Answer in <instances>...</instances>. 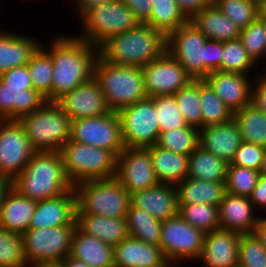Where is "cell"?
I'll return each instance as SVG.
<instances>
[{"mask_svg": "<svg viewBox=\"0 0 266 267\" xmlns=\"http://www.w3.org/2000/svg\"><path fill=\"white\" fill-rule=\"evenodd\" d=\"M180 9L190 18L194 13L215 2V0H176Z\"/></svg>", "mask_w": 266, "mask_h": 267, "instance_id": "55", "label": "cell"}, {"mask_svg": "<svg viewBox=\"0 0 266 267\" xmlns=\"http://www.w3.org/2000/svg\"><path fill=\"white\" fill-rule=\"evenodd\" d=\"M112 1L114 0H74L73 2L76 5H74L75 12H77L80 17L86 10Z\"/></svg>", "mask_w": 266, "mask_h": 267, "instance_id": "56", "label": "cell"}, {"mask_svg": "<svg viewBox=\"0 0 266 267\" xmlns=\"http://www.w3.org/2000/svg\"><path fill=\"white\" fill-rule=\"evenodd\" d=\"M256 65L239 39L223 42L222 72L249 75Z\"/></svg>", "mask_w": 266, "mask_h": 267, "instance_id": "42", "label": "cell"}, {"mask_svg": "<svg viewBox=\"0 0 266 267\" xmlns=\"http://www.w3.org/2000/svg\"><path fill=\"white\" fill-rule=\"evenodd\" d=\"M55 103L71 120L97 117L110 112L100 85L93 77L63 94Z\"/></svg>", "mask_w": 266, "mask_h": 267, "instance_id": "17", "label": "cell"}, {"mask_svg": "<svg viewBox=\"0 0 266 267\" xmlns=\"http://www.w3.org/2000/svg\"><path fill=\"white\" fill-rule=\"evenodd\" d=\"M264 152L265 147L243 141L231 164L260 171Z\"/></svg>", "mask_w": 266, "mask_h": 267, "instance_id": "49", "label": "cell"}, {"mask_svg": "<svg viewBox=\"0 0 266 267\" xmlns=\"http://www.w3.org/2000/svg\"><path fill=\"white\" fill-rule=\"evenodd\" d=\"M141 69L148 97L174 95L193 80L183 66L167 51Z\"/></svg>", "mask_w": 266, "mask_h": 267, "instance_id": "15", "label": "cell"}, {"mask_svg": "<svg viewBox=\"0 0 266 267\" xmlns=\"http://www.w3.org/2000/svg\"><path fill=\"white\" fill-rule=\"evenodd\" d=\"M0 80L8 87L33 88L27 64L0 74Z\"/></svg>", "mask_w": 266, "mask_h": 267, "instance_id": "51", "label": "cell"}, {"mask_svg": "<svg viewBox=\"0 0 266 267\" xmlns=\"http://www.w3.org/2000/svg\"><path fill=\"white\" fill-rule=\"evenodd\" d=\"M256 210L261 212L266 210V176L261 175L258 178L256 186L253 188L249 197ZM266 215V211L264 212Z\"/></svg>", "mask_w": 266, "mask_h": 267, "instance_id": "54", "label": "cell"}, {"mask_svg": "<svg viewBox=\"0 0 266 267\" xmlns=\"http://www.w3.org/2000/svg\"><path fill=\"white\" fill-rule=\"evenodd\" d=\"M263 23H264V26H265V32H266V19H260Z\"/></svg>", "mask_w": 266, "mask_h": 267, "instance_id": "64", "label": "cell"}, {"mask_svg": "<svg viewBox=\"0 0 266 267\" xmlns=\"http://www.w3.org/2000/svg\"><path fill=\"white\" fill-rule=\"evenodd\" d=\"M228 164L200 145L188 156V176L204 181L225 182Z\"/></svg>", "mask_w": 266, "mask_h": 267, "instance_id": "33", "label": "cell"}, {"mask_svg": "<svg viewBox=\"0 0 266 267\" xmlns=\"http://www.w3.org/2000/svg\"><path fill=\"white\" fill-rule=\"evenodd\" d=\"M36 204L35 200L21 195L12 187L0 208V227L22 235L29 230Z\"/></svg>", "mask_w": 266, "mask_h": 267, "instance_id": "26", "label": "cell"}, {"mask_svg": "<svg viewBox=\"0 0 266 267\" xmlns=\"http://www.w3.org/2000/svg\"><path fill=\"white\" fill-rule=\"evenodd\" d=\"M200 104L202 128L225 123L233 118L232 111L204 79L200 80Z\"/></svg>", "mask_w": 266, "mask_h": 267, "instance_id": "37", "label": "cell"}, {"mask_svg": "<svg viewBox=\"0 0 266 267\" xmlns=\"http://www.w3.org/2000/svg\"><path fill=\"white\" fill-rule=\"evenodd\" d=\"M61 262L64 267H89L85 262L74 259L70 255L66 256Z\"/></svg>", "mask_w": 266, "mask_h": 267, "instance_id": "59", "label": "cell"}, {"mask_svg": "<svg viewBox=\"0 0 266 267\" xmlns=\"http://www.w3.org/2000/svg\"><path fill=\"white\" fill-rule=\"evenodd\" d=\"M151 2L152 13L145 24L161 31L166 37L189 21L176 0H151Z\"/></svg>", "mask_w": 266, "mask_h": 267, "instance_id": "35", "label": "cell"}, {"mask_svg": "<svg viewBox=\"0 0 266 267\" xmlns=\"http://www.w3.org/2000/svg\"><path fill=\"white\" fill-rule=\"evenodd\" d=\"M94 78L100 85L110 111L118 112L148 97L142 69L139 67L111 64L98 56Z\"/></svg>", "mask_w": 266, "mask_h": 267, "instance_id": "4", "label": "cell"}, {"mask_svg": "<svg viewBox=\"0 0 266 267\" xmlns=\"http://www.w3.org/2000/svg\"><path fill=\"white\" fill-rule=\"evenodd\" d=\"M205 233L183 220L179 214L161 223L160 243L168 262L181 265L183 261H198Z\"/></svg>", "mask_w": 266, "mask_h": 267, "instance_id": "11", "label": "cell"}, {"mask_svg": "<svg viewBox=\"0 0 266 267\" xmlns=\"http://www.w3.org/2000/svg\"><path fill=\"white\" fill-rule=\"evenodd\" d=\"M115 177L129 194L159 184L147 148H124L117 156Z\"/></svg>", "mask_w": 266, "mask_h": 267, "instance_id": "16", "label": "cell"}, {"mask_svg": "<svg viewBox=\"0 0 266 267\" xmlns=\"http://www.w3.org/2000/svg\"><path fill=\"white\" fill-rule=\"evenodd\" d=\"M167 37L152 26L141 23L137 28L108 38L99 56L111 64L142 68L166 51Z\"/></svg>", "mask_w": 266, "mask_h": 267, "instance_id": "3", "label": "cell"}, {"mask_svg": "<svg viewBox=\"0 0 266 267\" xmlns=\"http://www.w3.org/2000/svg\"><path fill=\"white\" fill-rule=\"evenodd\" d=\"M70 140L111 151L116 156L125 148L120 119L113 111L72 120Z\"/></svg>", "mask_w": 266, "mask_h": 267, "instance_id": "12", "label": "cell"}, {"mask_svg": "<svg viewBox=\"0 0 266 267\" xmlns=\"http://www.w3.org/2000/svg\"><path fill=\"white\" fill-rule=\"evenodd\" d=\"M52 42L41 47L53 63L51 102L94 77L99 49L75 35L55 36ZM47 48V50H46Z\"/></svg>", "mask_w": 266, "mask_h": 267, "instance_id": "1", "label": "cell"}, {"mask_svg": "<svg viewBox=\"0 0 266 267\" xmlns=\"http://www.w3.org/2000/svg\"><path fill=\"white\" fill-rule=\"evenodd\" d=\"M259 176L260 171L228 164L225 190L233 195L250 197Z\"/></svg>", "mask_w": 266, "mask_h": 267, "instance_id": "44", "label": "cell"}, {"mask_svg": "<svg viewBox=\"0 0 266 267\" xmlns=\"http://www.w3.org/2000/svg\"><path fill=\"white\" fill-rule=\"evenodd\" d=\"M259 74L252 83L251 103L266 114V69Z\"/></svg>", "mask_w": 266, "mask_h": 267, "instance_id": "52", "label": "cell"}, {"mask_svg": "<svg viewBox=\"0 0 266 267\" xmlns=\"http://www.w3.org/2000/svg\"><path fill=\"white\" fill-rule=\"evenodd\" d=\"M253 233L259 239L262 247L266 250V219L263 215L258 221Z\"/></svg>", "mask_w": 266, "mask_h": 267, "instance_id": "57", "label": "cell"}, {"mask_svg": "<svg viewBox=\"0 0 266 267\" xmlns=\"http://www.w3.org/2000/svg\"><path fill=\"white\" fill-rule=\"evenodd\" d=\"M239 40L252 60L259 65L266 58V32L264 23L257 19L240 32Z\"/></svg>", "mask_w": 266, "mask_h": 267, "instance_id": "47", "label": "cell"}, {"mask_svg": "<svg viewBox=\"0 0 266 267\" xmlns=\"http://www.w3.org/2000/svg\"><path fill=\"white\" fill-rule=\"evenodd\" d=\"M242 142L239 127L233 118L225 123L199 128V145L227 164L232 163Z\"/></svg>", "mask_w": 266, "mask_h": 267, "instance_id": "22", "label": "cell"}, {"mask_svg": "<svg viewBox=\"0 0 266 267\" xmlns=\"http://www.w3.org/2000/svg\"><path fill=\"white\" fill-rule=\"evenodd\" d=\"M125 148H148L157 144L160 128L154 100L147 97L117 112Z\"/></svg>", "mask_w": 266, "mask_h": 267, "instance_id": "10", "label": "cell"}, {"mask_svg": "<svg viewBox=\"0 0 266 267\" xmlns=\"http://www.w3.org/2000/svg\"><path fill=\"white\" fill-rule=\"evenodd\" d=\"M0 267H28L22 236L0 227Z\"/></svg>", "mask_w": 266, "mask_h": 267, "instance_id": "45", "label": "cell"}, {"mask_svg": "<svg viewBox=\"0 0 266 267\" xmlns=\"http://www.w3.org/2000/svg\"><path fill=\"white\" fill-rule=\"evenodd\" d=\"M136 16L140 23H146L152 13L151 0H121Z\"/></svg>", "mask_w": 266, "mask_h": 267, "instance_id": "53", "label": "cell"}, {"mask_svg": "<svg viewBox=\"0 0 266 267\" xmlns=\"http://www.w3.org/2000/svg\"><path fill=\"white\" fill-rule=\"evenodd\" d=\"M214 4L241 30L258 19L257 0H215Z\"/></svg>", "mask_w": 266, "mask_h": 267, "instance_id": "43", "label": "cell"}, {"mask_svg": "<svg viewBox=\"0 0 266 267\" xmlns=\"http://www.w3.org/2000/svg\"><path fill=\"white\" fill-rule=\"evenodd\" d=\"M162 267H184L182 265H179L177 263H173V262H168L166 265L162 266Z\"/></svg>", "mask_w": 266, "mask_h": 267, "instance_id": "63", "label": "cell"}, {"mask_svg": "<svg viewBox=\"0 0 266 267\" xmlns=\"http://www.w3.org/2000/svg\"><path fill=\"white\" fill-rule=\"evenodd\" d=\"M113 255V246L82 232L76 226L71 239V257L85 262L89 267H106L114 265Z\"/></svg>", "mask_w": 266, "mask_h": 267, "instance_id": "28", "label": "cell"}, {"mask_svg": "<svg viewBox=\"0 0 266 267\" xmlns=\"http://www.w3.org/2000/svg\"><path fill=\"white\" fill-rule=\"evenodd\" d=\"M207 38L190 21L167 36L166 51L193 80L205 78V42Z\"/></svg>", "mask_w": 266, "mask_h": 267, "instance_id": "13", "label": "cell"}, {"mask_svg": "<svg viewBox=\"0 0 266 267\" xmlns=\"http://www.w3.org/2000/svg\"><path fill=\"white\" fill-rule=\"evenodd\" d=\"M46 102V98L33 88L8 87L0 80V120H19Z\"/></svg>", "mask_w": 266, "mask_h": 267, "instance_id": "25", "label": "cell"}, {"mask_svg": "<svg viewBox=\"0 0 266 267\" xmlns=\"http://www.w3.org/2000/svg\"><path fill=\"white\" fill-rule=\"evenodd\" d=\"M178 206L179 216L204 233H209L220 228L219 206L205 203L178 204Z\"/></svg>", "mask_w": 266, "mask_h": 267, "instance_id": "39", "label": "cell"}, {"mask_svg": "<svg viewBox=\"0 0 266 267\" xmlns=\"http://www.w3.org/2000/svg\"><path fill=\"white\" fill-rule=\"evenodd\" d=\"M260 174L266 176V147L264 152V158L262 161V166L260 168Z\"/></svg>", "mask_w": 266, "mask_h": 267, "instance_id": "62", "label": "cell"}, {"mask_svg": "<svg viewBox=\"0 0 266 267\" xmlns=\"http://www.w3.org/2000/svg\"><path fill=\"white\" fill-rule=\"evenodd\" d=\"M18 121L36 152H59L70 140L72 120L55 102H46Z\"/></svg>", "mask_w": 266, "mask_h": 267, "instance_id": "6", "label": "cell"}, {"mask_svg": "<svg viewBox=\"0 0 266 267\" xmlns=\"http://www.w3.org/2000/svg\"><path fill=\"white\" fill-rule=\"evenodd\" d=\"M12 188V180L4 175H0V208L6 193Z\"/></svg>", "mask_w": 266, "mask_h": 267, "instance_id": "58", "label": "cell"}, {"mask_svg": "<svg viewBox=\"0 0 266 267\" xmlns=\"http://www.w3.org/2000/svg\"><path fill=\"white\" fill-rule=\"evenodd\" d=\"M126 220L129 236L140 239L147 244L159 246L162 221L131 204L126 214Z\"/></svg>", "mask_w": 266, "mask_h": 267, "instance_id": "36", "label": "cell"}, {"mask_svg": "<svg viewBox=\"0 0 266 267\" xmlns=\"http://www.w3.org/2000/svg\"><path fill=\"white\" fill-rule=\"evenodd\" d=\"M250 75L212 71L204 80L221 98L232 113L251 103L252 80ZM251 79V80H250Z\"/></svg>", "mask_w": 266, "mask_h": 267, "instance_id": "19", "label": "cell"}, {"mask_svg": "<svg viewBox=\"0 0 266 267\" xmlns=\"http://www.w3.org/2000/svg\"><path fill=\"white\" fill-rule=\"evenodd\" d=\"M76 226L84 233L97 237L111 246L129 236L126 217L109 218L87 213H76Z\"/></svg>", "mask_w": 266, "mask_h": 267, "instance_id": "30", "label": "cell"}, {"mask_svg": "<svg viewBox=\"0 0 266 267\" xmlns=\"http://www.w3.org/2000/svg\"><path fill=\"white\" fill-rule=\"evenodd\" d=\"M178 204L205 203L219 206L225 194V182L204 181L187 177L176 185Z\"/></svg>", "mask_w": 266, "mask_h": 267, "instance_id": "32", "label": "cell"}, {"mask_svg": "<svg viewBox=\"0 0 266 267\" xmlns=\"http://www.w3.org/2000/svg\"><path fill=\"white\" fill-rule=\"evenodd\" d=\"M189 21L207 39L225 42L237 40L240 36L241 29L227 18L214 3L194 13Z\"/></svg>", "mask_w": 266, "mask_h": 267, "instance_id": "29", "label": "cell"}, {"mask_svg": "<svg viewBox=\"0 0 266 267\" xmlns=\"http://www.w3.org/2000/svg\"><path fill=\"white\" fill-rule=\"evenodd\" d=\"M239 267H266V250L254 233L241 234L238 246Z\"/></svg>", "mask_w": 266, "mask_h": 267, "instance_id": "48", "label": "cell"}, {"mask_svg": "<svg viewBox=\"0 0 266 267\" xmlns=\"http://www.w3.org/2000/svg\"><path fill=\"white\" fill-rule=\"evenodd\" d=\"M32 267H64V264L62 262H45L36 264Z\"/></svg>", "mask_w": 266, "mask_h": 267, "instance_id": "61", "label": "cell"}, {"mask_svg": "<svg viewBox=\"0 0 266 267\" xmlns=\"http://www.w3.org/2000/svg\"><path fill=\"white\" fill-rule=\"evenodd\" d=\"M59 152L66 176L73 186L116 175L117 156L111 151L69 140Z\"/></svg>", "mask_w": 266, "mask_h": 267, "instance_id": "5", "label": "cell"}, {"mask_svg": "<svg viewBox=\"0 0 266 267\" xmlns=\"http://www.w3.org/2000/svg\"><path fill=\"white\" fill-rule=\"evenodd\" d=\"M76 220L68 226L29 229L23 233L24 255L28 267L45 262H61L70 255Z\"/></svg>", "mask_w": 266, "mask_h": 267, "instance_id": "9", "label": "cell"}, {"mask_svg": "<svg viewBox=\"0 0 266 267\" xmlns=\"http://www.w3.org/2000/svg\"><path fill=\"white\" fill-rule=\"evenodd\" d=\"M76 220L75 189L61 196L37 201L29 229L71 225Z\"/></svg>", "mask_w": 266, "mask_h": 267, "instance_id": "20", "label": "cell"}, {"mask_svg": "<svg viewBox=\"0 0 266 267\" xmlns=\"http://www.w3.org/2000/svg\"><path fill=\"white\" fill-rule=\"evenodd\" d=\"M223 42L207 39L205 42V77L212 71H221Z\"/></svg>", "mask_w": 266, "mask_h": 267, "instance_id": "50", "label": "cell"}, {"mask_svg": "<svg viewBox=\"0 0 266 267\" xmlns=\"http://www.w3.org/2000/svg\"><path fill=\"white\" fill-rule=\"evenodd\" d=\"M40 42L31 36L0 30V74L28 64Z\"/></svg>", "mask_w": 266, "mask_h": 267, "instance_id": "27", "label": "cell"}, {"mask_svg": "<svg viewBox=\"0 0 266 267\" xmlns=\"http://www.w3.org/2000/svg\"><path fill=\"white\" fill-rule=\"evenodd\" d=\"M33 89L51 102L53 63L50 55L40 46L27 64Z\"/></svg>", "mask_w": 266, "mask_h": 267, "instance_id": "40", "label": "cell"}, {"mask_svg": "<svg viewBox=\"0 0 266 267\" xmlns=\"http://www.w3.org/2000/svg\"><path fill=\"white\" fill-rule=\"evenodd\" d=\"M130 203L164 221L178 214V195L175 185L159 183L157 186L130 194Z\"/></svg>", "mask_w": 266, "mask_h": 267, "instance_id": "23", "label": "cell"}, {"mask_svg": "<svg viewBox=\"0 0 266 267\" xmlns=\"http://www.w3.org/2000/svg\"><path fill=\"white\" fill-rule=\"evenodd\" d=\"M155 176L159 183L177 185L188 176V156L177 154L159 145L149 146Z\"/></svg>", "mask_w": 266, "mask_h": 267, "instance_id": "31", "label": "cell"}, {"mask_svg": "<svg viewBox=\"0 0 266 267\" xmlns=\"http://www.w3.org/2000/svg\"><path fill=\"white\" fill-rule=\"evenodd\" d=\"M35 152L18 120H0V175L13 180Z\"/></svg>", "mask_w": 266, "mask_h": 267, "instance_id": "14", "label": "cell"}, {"mask_svg": "<svg viewBox=\"0 0 266 267\" xmlns=\"http://www.w3.org/2000/svg\"><path fill=\"white\" fill-rule=\"evenodd\" d=\"M74 189L76 213L126 217L131 204L130 194L116 177L80 182Z\"/></svg>", "mask_w": 266, "mask_h": 267, "instance_id": "7", "label": "cell"}, {"mask_svg": "<svg viewBox=\"0 0 266 267\" xmlns=\"http://www.w3.org/2000/svg\"><path fill=\"white\" fill-rule=\"evenodd\" d=\"M256 209L249 197L225 192L219 204V225L221 229L241 234L253 233L262 217L255 214ZM256 215V216H255Z\"/></svg>", "mask_w": 266, "mask_h": 267, "instance_id": "21", "label": "cell"}, {"mask_svg": "<svg viewBox=\"0 0 266 267\" xmlns=\"http://www.w3.org/2000/svg\"><path fill=\"white\" fill-rule=\"evenodd\" d=\"M179 111L188 125L202 128V110L200 104V80H192L175 94Z\"/></svg>", "mask_w": 266, "mask_h": 267, "instance_id": "41", "label": "cell"}, {"mask_svg": "<svg viewBox=\"0 0 266 267\" xmlns=\"http://www.w3.org/2000/svg\"><path fill=\"white\" fill-rule=\"evenodd\" d=\"M12 187L36 202L61 196L74 188L58 151L35 152L23 171L12 180Z\"/></svg>", "mask_w": 266, "mask_h": 267, "instance_id": "2", "label": "cell"}, {"mask_svg": "<svg viewBox=\"0 0 266 267\" xmlns=\"http://www.w3.org/2000/svg\"><path fill=\"white\" fill-rule=\"evenodd\" d=\"M116 267H162L168 263L159 246L128 236L114 246Z\"/></svg>", "mask_w": 266, "mask_h": 267, "instance_id": "24", "label": "cell"}, {"mask_svg": "<svg viewBox=\"0 0 266 267\" xmlns=\"http://www.w3.org/2000/svg\"><path fill=\"white\" fill-rule=\"evenodd\" d=\"M157 145L168 151L189 156L199 146V129L187 125L160 132Z\"/></svg>", "mask_w": 266, "mask_h": 267, "instance_id": "38", "label": "cell"}, {"mask_svg": "<svg viewBox=\"0 0 266 267\" xmlns=\"http://www.w3.org/2000/svg\"><path fill=\"white\" fill-rule=\"evenodd\" d=\"M258 19H266V0H257Z\"/></svg>", "mask_w": 266, "mask_h": 267, "instance_id": "60", "label": "cell"}, {"mask_svg": "<svg viewBox=\"0 0 266 267\" xmlns=\"http://www.w3.org/2000/svg\"><path fill=\"white\" fill-rule=\"evenodd\" d=\"M79 18L82 31L75 36L96 47L108 38L137 28L141 24L121 0L92 7Z\"/></svg>", "mask_w": 266, "mask_h": 267, "instance_id": "8", "label": "cell"}, {"mask_svg": "<svg viewBox=\"0 0 266 267\" xmlns=\"http://www.w3.org/2000/svg\"><path fill=\"white\" fill-rule=\"evenodd\" d=\"M151 98L154 100L160 132L188 125L177 107L174 95L154 96Z\"/></svg>", "mask_w": 266, "mask_h": 267, "instance_id": "46", "label": "cell"}, {"mask_svg": "<svg viewBox=\"0 0 266 267\" xmlns=\"http://www.w3.org/2000/svg\"><path fill=\"white\" fill-rule=\"evenodd\" d=\"M242 140L266 147V114L252 103L233 113Z\"/></svg>", "mask_w": 266, "mask_h": 267, "instance_id": "34", "label": "cell"}, {"mask_svg": "<svg viewBox=\"0 0 266 267\" xmlns=\"http://www.w3.org/2000/svg\"><path fill=\"white\" fill-rule=\"evenodd\" d=\"M240 238L241 233L221 228L205 233L199 263L203 267H237Z\"/></svg>", "mask_w": 266, "mask_h": 267, "instance_id": "18", "label": "cell"}]
</instances>
